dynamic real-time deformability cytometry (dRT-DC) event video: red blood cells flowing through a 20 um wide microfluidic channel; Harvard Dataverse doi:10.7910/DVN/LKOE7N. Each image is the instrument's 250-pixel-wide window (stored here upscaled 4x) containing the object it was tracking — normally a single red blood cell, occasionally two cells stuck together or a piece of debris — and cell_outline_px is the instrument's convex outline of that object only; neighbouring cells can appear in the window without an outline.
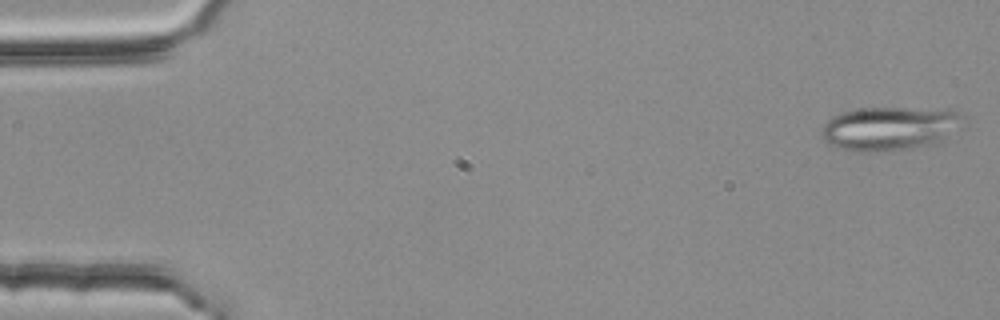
{"species": "common noctule bat (a hibernating species)", "species_latin": "Nyctalus noctula", "temperature_condition": "room temperature", "stored_images_in_passage": 5, "camera_frame_rate_fps": 3000, "um_per_image_px": 0.085, "animal": {"sex": "female", "body_mass_g": 25.1}, "frame": {"image": 1, "passage_image": 1, "time_ms": 0.0, "image_size_px": [1000, 320], "cell_outline_px": [[964, 120], [940, 136], [924, 144], [912, 148], [888, 152], [856, 152], [828, 144], [820, 136], [820, 132], [824, 124], [832, 116], [840, 112], [860, 108], [904, 108], [964, 112]], "centroid_in_image_um": [75.42, 10.91], "position_along_channel_um": 9.6, "area_um2": 35.08}}